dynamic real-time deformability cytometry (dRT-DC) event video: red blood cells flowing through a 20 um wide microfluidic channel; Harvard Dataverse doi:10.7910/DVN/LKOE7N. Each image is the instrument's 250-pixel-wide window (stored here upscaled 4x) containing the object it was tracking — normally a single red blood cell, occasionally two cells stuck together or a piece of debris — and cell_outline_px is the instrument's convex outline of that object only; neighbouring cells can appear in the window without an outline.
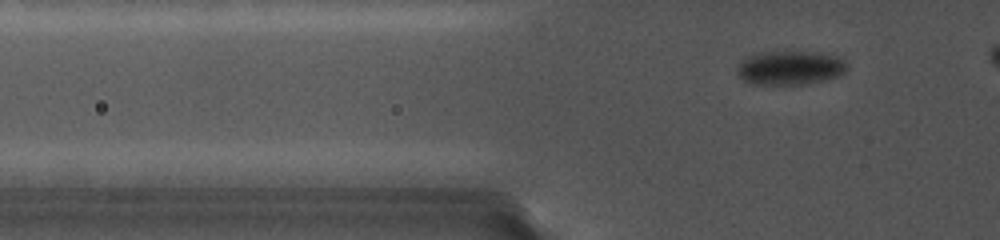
{"species": "common noctule bat (a hibernating species)", "species_latin": "Nyctalus noctula", "temperature_condition": "cold", "stored_images_in_passage": 53, "camera_frame_rate_fps": 5000, "um_per_image_px": 0.085, "animal": {"sex": "female", "body_mass_g": 19.0, "forearm_length_mm": 56.7}, "frame": {"image": 1, "passage_image": 17, "time_ms": 5.6, "image_size_px": [1000, 240], "cell_outline_px": [[848, 68], [840, 76], [824, 80], [804, 84], [756, 84], [744, 80], [740, 76], [740, 64], [744, 60], [760, 52], [812, 52], [840, 56], [844, 60]], "centroid_in_image_um": [67.26, 5.76], "position_along_channel_um": 58.5, "area_um2": 21.27}}
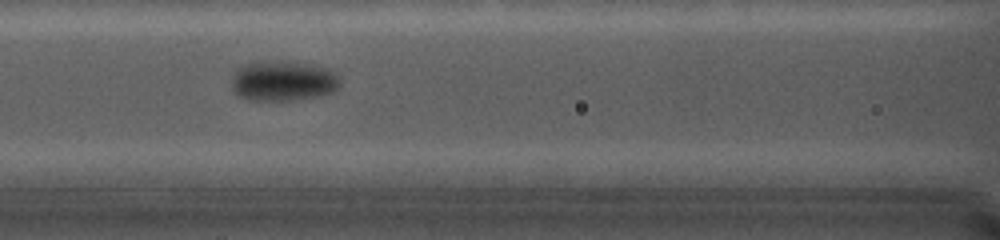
{"frame": {"image": 2, "passage_image": 30, "time_ms": 8.4, "image_size_px": [1000, 240], "cell_outline_px": [[336, 88], [328, 92], [288, 100], [252, 100], [240, 96], [232, 88], [232, 84], [236, 68], [240, 64], [256, 60], [268, 60], [308, 64], [332, 68], [336, 80]], "centroid_in_image_um": [23.94, 6.82], "position_along_channel_um": 142.7, "area_um2": 24.8}}
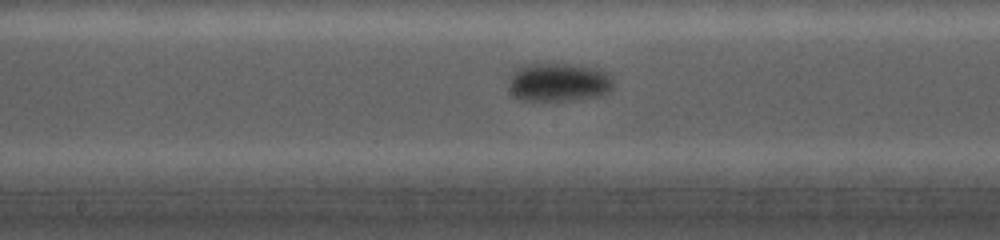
{"frame": {"image": 3, "passage_image": 38, "time_ms": 10.0, "image_size_px": [1000, 240], "cell_outline_px": [[612, 84], [608, 92], [592, 96], [560, 100], [524, 100], [516, 96], [512, 92], [512, 76], [524, 64], [580, 64], [600, 68], [608, 72], [612, 80]], "centroid_in_image_um": [47.56, 6.95], "position_along_channel_um": 200.6, "area_um2": 22.72}}